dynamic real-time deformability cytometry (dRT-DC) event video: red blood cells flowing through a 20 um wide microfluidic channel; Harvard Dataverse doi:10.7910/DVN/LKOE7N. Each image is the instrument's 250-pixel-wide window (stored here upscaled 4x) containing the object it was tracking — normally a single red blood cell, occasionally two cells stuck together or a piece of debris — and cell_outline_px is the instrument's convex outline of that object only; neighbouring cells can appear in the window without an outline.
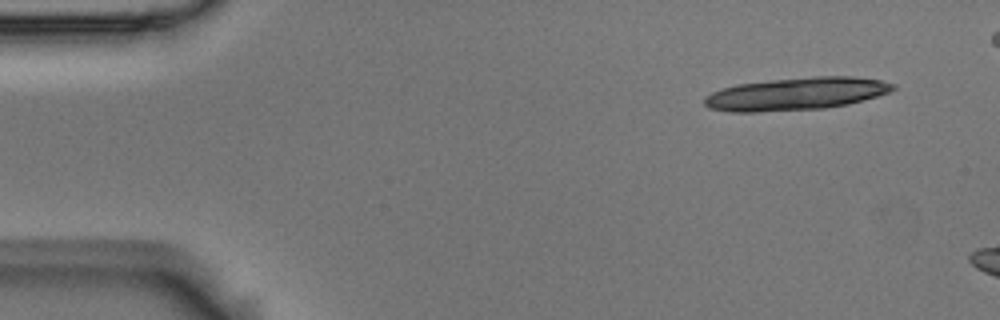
{"species": "Egyptian fruit bat (a non-hibernating species)", "species_latin": "Rousettus aegyptiacus", "temperature_condition": "room temperature", "stored_images_in_passage": 3, "camera_frame_rate_fps": 3000, "um_per_image_px": 0.085, "animal": {"sex": "male"}, "frame": {"image": 1, "passage_image": 1, "time_ms": 0.0, "image_size_px": [1000, 320], "cell_outline_px": [[896, 88], [888, 92], [876, 96], [848, 104], [824, 108], [756, 112], [732, 112], [708, 108], [704, 104], [704, 96], [712, 92], [736, 84], [772, 80], [812, 76], [852, 76], [880, 80], [896, 84]], "centroid_in_image_um": [67.66, 7.97], "position_along_channel_um": 17.3, "area_um2": 35.78}}